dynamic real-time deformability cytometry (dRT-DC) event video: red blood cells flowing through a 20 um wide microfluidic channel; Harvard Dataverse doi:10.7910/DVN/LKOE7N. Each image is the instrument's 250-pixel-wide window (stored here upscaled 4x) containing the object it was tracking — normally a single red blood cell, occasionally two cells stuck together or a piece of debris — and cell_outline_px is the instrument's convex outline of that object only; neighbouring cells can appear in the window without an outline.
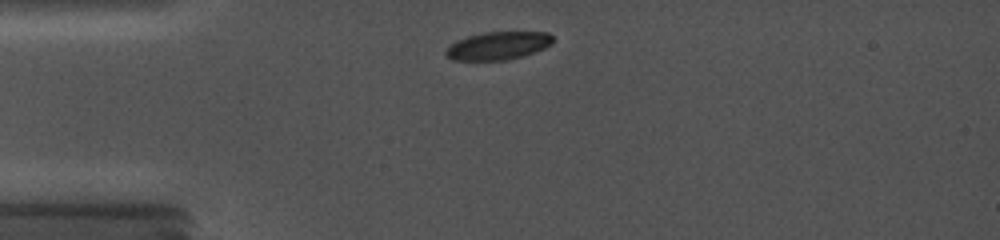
{"species": "common noctule bat (a hibernating species)", "species_latin": "Nyctalus noctula", "temperature_condition": "cold", "stored_images_in_passage": 13, "camera_frame_rate_fps": 5000, "um_per_image_px": 0.085, "animal": {"sex": "female", "body_mass_g": 19.0, "forearm_length_mm": 56.7}, "frame": {"image": 1, "passage_image": 1, "time_ms": 0.0, "image_size_px": [1000, 240], "cell_outline_px": [[552, 44], [544, 48], [520, 56], [504, 60], [452, 60], [444, 52], [456, 40], [468, 36], [484, 32], [548, 32], [552, 36]], "centroid_in_image_um": [42.32, 3.87], "position_along_channel_um": 42.7, "area_um2": 17.17}}
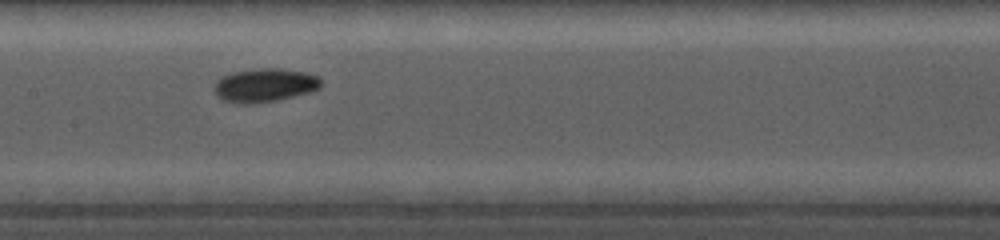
{"frame": {"image": 2, "passage_image": 7, "time_ms": 4.4, "image_size_px": [1000, 240], "cell_outline_px": [[320, 88], [312, 92], [276, 100], [252, 104], [236, 104], [224, 100], [216, 96], [216, 80], [220, 76], [232, 72], [260, 68], [280, 68], [304, 72], [316, 76], [320, 80]], "centroid_in_image_um": [22.48, 7.25], "position_along_channel_um": 184.9, "area_um2": 20.92}}
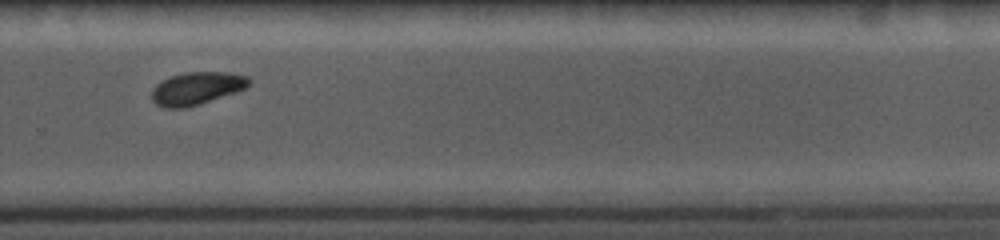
{"frame": {"image": 3, "passage_image": 12, "time_ms": 7.8, "image_size_px": [1000, 240], "cell_outline_px": [[252, 80], [244, 88], [236, 92], [184, 108], [164, 108], [156, 104], [152, 100], [152, 88], [160, 80], [184, 72], [228, 72], [248, 76]], "centroid_in_image_um": [16.69, 7.49], "position_along_channel_um": 313.1, "area_um2": 18.44}}